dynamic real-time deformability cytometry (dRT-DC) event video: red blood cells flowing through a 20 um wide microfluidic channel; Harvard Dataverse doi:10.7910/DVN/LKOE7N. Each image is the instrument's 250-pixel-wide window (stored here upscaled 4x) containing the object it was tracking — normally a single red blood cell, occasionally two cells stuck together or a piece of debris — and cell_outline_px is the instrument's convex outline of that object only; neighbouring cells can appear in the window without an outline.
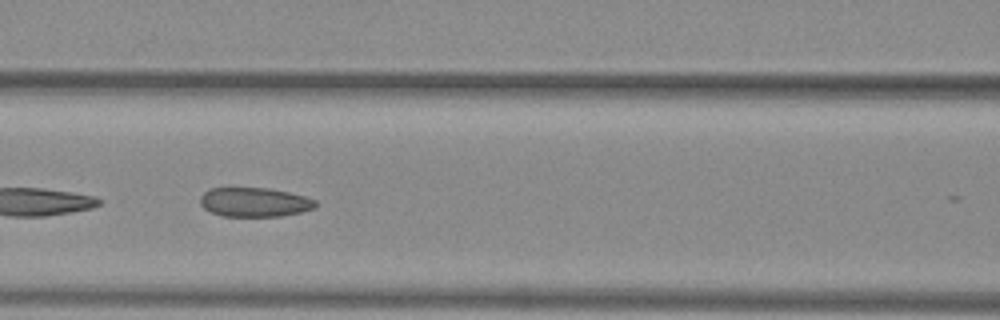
{"species": "common noctule bat (a hibernating species)", "species_latin": "Nyctalus noctula", "temperature_condition": "warm", "stored_images_in_passage": 15, "camera_frame_rate_fps": 3000, "um_per_image_px": 0.085, "animal": {"sex": "female", "body_mass_g": 29.2, "forearm_length_mm": 56.3}, "frame": {"image": 1, "passage_image": 13, "time_ms": 4.0, "image_size_px": [1000, 320], "cell_outline_px": [[316, 208], [300, 212], [280, 216], [220, 216], [208, 212], [200, 204], [200, 196], [204, 192], [212, 188], [228, 184], [232, 184], [268, 188], [288, 192], [304, 196], [316, 200]], "centroid_in_image_um": [21.54, 17.13], "position_along_channel_um": 145.1, "area_um2": 20.58}}